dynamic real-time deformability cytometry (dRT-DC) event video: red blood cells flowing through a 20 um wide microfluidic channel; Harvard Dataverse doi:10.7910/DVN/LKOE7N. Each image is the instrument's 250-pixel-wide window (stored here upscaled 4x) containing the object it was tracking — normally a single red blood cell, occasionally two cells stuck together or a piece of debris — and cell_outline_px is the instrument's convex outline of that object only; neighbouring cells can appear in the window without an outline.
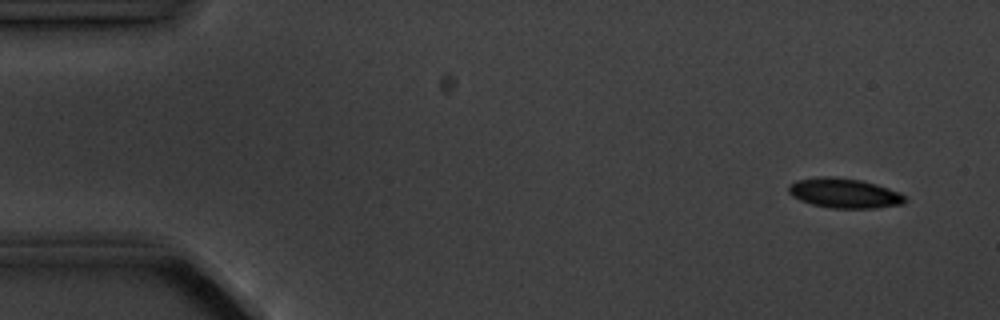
{"species": "common noctule bat (a hibernating species)", "species_latin": "Nyctalus noctula", "temperature_condition": "cold", "stored_images_in_passage": 5, "camera_frame_rate_fps": 3000, "um_per_image_px": 0.085, "animal": {"sex": "male", "body_mass_g": 20.1, "forearm_length_mm": 53.5}, "frame": {"image": 1, "passage_image": 1, "time_ms": 0.0, "image_size_px": [1000, 320], "cell_outline_px": [[908, 200], [904, 204], [876, 208], [832, 208], [812, 204], [800, 200], [792, 196], [788, 192], [788, 184], [796, 180], [820, 176], [832, 176], [860, 180], [876, 184], [900, 192]], "centroid_in_image_um": [71.76, 16.41], "position_along_channel_um": 13.2, "area_um2": 20.35}}
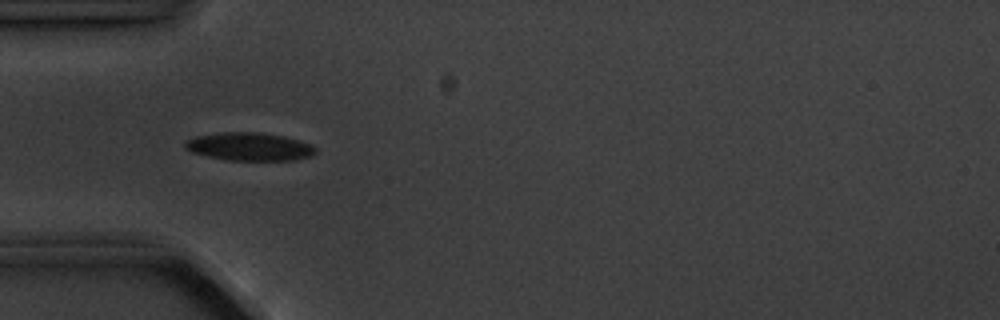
{"frame": {"image": 2, "passage_image": 5, "time_ms": 4.333, "image_size_px": [1000, 320], "cell_outline_px": [[316, 152], [312, 156], [296, 160], [228, 160], [208, 156], [192, 152], [184, 148], [184, 144], [188, 140], [196, 136], [220, 132], [260, 132], [284, 136], [300, 140], [312, 144], [316, 148]], "centroid_in_image_um": [21.24, 12.46], "position_along_channel_um": 63.8, "area_um2": 21.44}}